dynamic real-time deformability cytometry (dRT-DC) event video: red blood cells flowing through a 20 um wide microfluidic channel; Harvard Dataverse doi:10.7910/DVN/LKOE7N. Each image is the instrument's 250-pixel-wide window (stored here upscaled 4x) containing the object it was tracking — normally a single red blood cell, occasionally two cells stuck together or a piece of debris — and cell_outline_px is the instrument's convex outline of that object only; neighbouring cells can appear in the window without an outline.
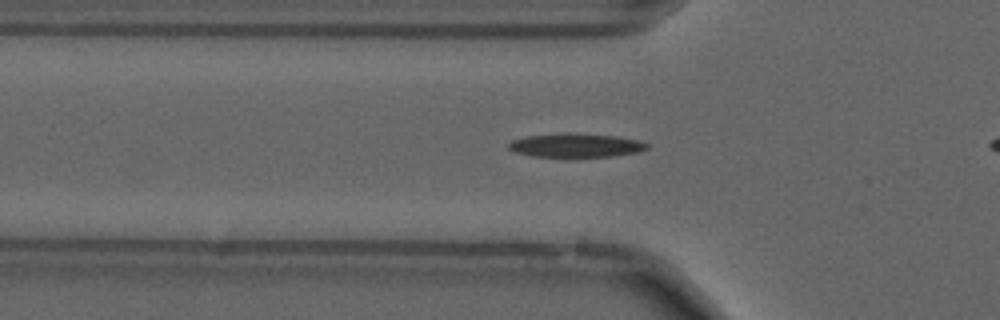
{"species": "common noctule bat (a hibernating species)", "species_latin": "Nyctalus noctula", "temperature_condition": "cold", "stored_images_in_passage": 39, "camera_frame_rate_fps": 3000, "um_per_image_px": 0.085, "animal": {"sex": "male", "forearm_length_mm": 52.5}, "frame": {"image": 1, "passage_image": 12, "time_ms": 3.667, "image_size_px": [1000, 320], "cell_outline_px": [[648, 148], [640, 152], [612, 156], [532, 156], [512, 152], [508, 148], [508, 144], [512, 140], [528, 136], [568, 132], [616, 136], [640, 140], [648, 144]], "centroid_in_image_um": [48.95, 12.34], "position_along_channel_um": 76.8, "area_um2": 19.19}}
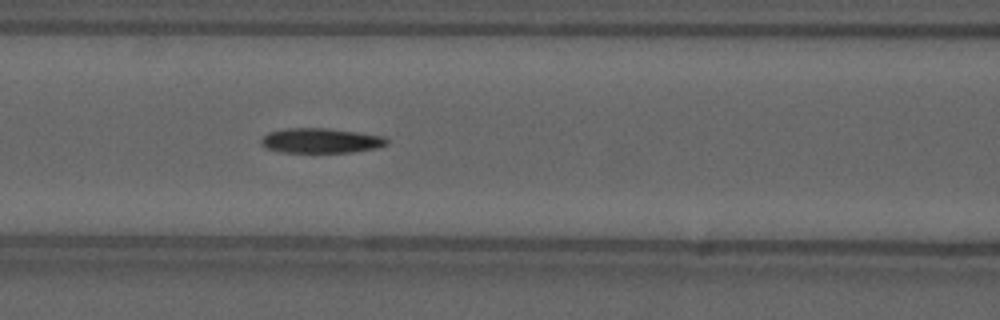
{"frame": {"image": 2, "passage_image": 17, "time_ms": 5.333, "image_size_px": [1000, 320], "cell_outline_px": [[388, 144], [380, 148], [352, 152], [280, 152], [264, 148], [260, 144], [260, 140], [268, 132], [284, 128], [324, 128], [356, 132], [384, 136], [388, 140]], "centroid_in_image_um": [27.25, 11.96], "position_along_channel_um": 139.3, "area_um2": 18.38}}